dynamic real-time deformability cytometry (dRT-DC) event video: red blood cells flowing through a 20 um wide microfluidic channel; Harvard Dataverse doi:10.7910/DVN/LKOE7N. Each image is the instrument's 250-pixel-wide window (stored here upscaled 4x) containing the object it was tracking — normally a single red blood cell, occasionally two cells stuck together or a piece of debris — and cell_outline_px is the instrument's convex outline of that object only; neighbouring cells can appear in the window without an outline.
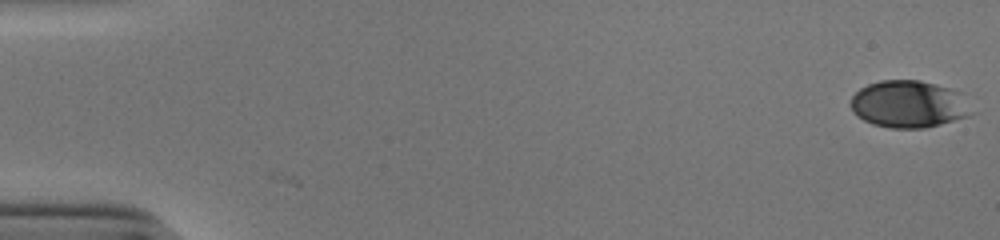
{"species": "human", "species_latin": "Homo sapiens", "temperature_condition": "cold", "stored_images_in_passage": 53, "camera_frame_rate_fps": 3000, "um_per_image_px": 0.085, "donor": {"sex": "male"}, "frame": {"image": 1, "passage_image": 1, "time_ms": 0.0, "image_size_px": [1000, 240], "cell_outline_px": [[980, 112], [968, 116], [940, 124], [924, 128], [892, 128], [872, 124], [856, 116], [852, 112], [852, 96], [860, 88], [868, 84], [880, 80], [920, 80], [948, 88], [960, 92]], "centroid_in_image_um": [77.32, 8.86], "position_along_channel_um": 7.7, "area_um2": 33.64}}
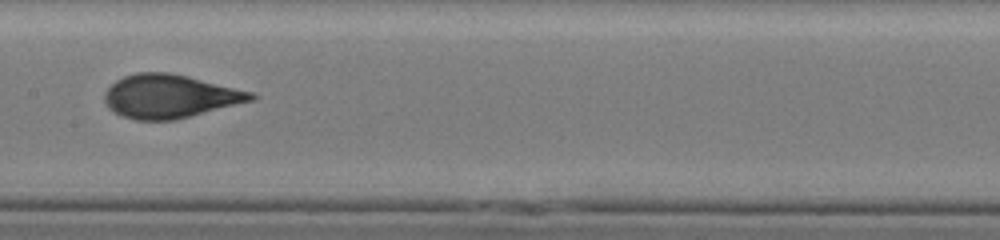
{"frame": {"image": 2, "passage_image": 28, "time_ms": 9.0, "image_size_px": [1000, 240], "cell_outline_px": [[260, 96], [256, 100], [176, 120], [136, 120], [120, 116], [108, 108], [104, 100], [104, 92], [116, 80], [124, 76], [136, 72], [168, 72], [188, 76], [252, 92]], "centroid_in_image_um": [14.45, 8.19], "position_along_channel_um": 193.0, "area_um2": 37.45}}
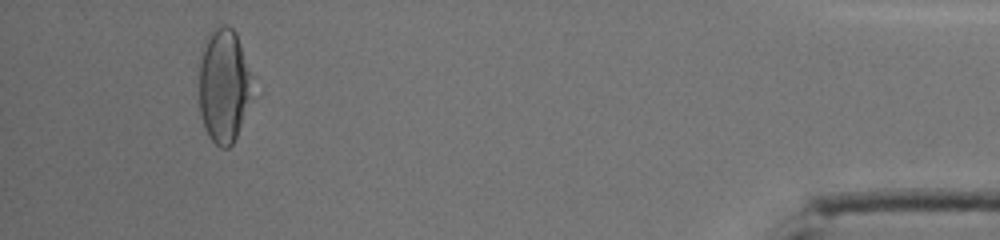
{"frame": {"image": 3, "passage_image": 50, "time_ms": 16.333, "image_size_px": [1000, 240], "cell_outline_px": [[248, 96], [240, 124], [236, 136], [232, 144], [228, 148], [220, 148], [208, 136], [200, 112], [200, 64], [208, 32], [224, 24], [228, 24], [236, 32], [240, 44], [248, 72]], "centroid_in_image_um": [18.95, 7.26], "position_along_channel_um": 416.2, "area_um2": 33.64}, "authors_computed_cell_mechanics": {"area_um2": 36.0094, "velocity_mm_per_s": 3.9114, "shape_relaxation_time_tau1_ms": 6.3529, "shape_relaxation_time_tau2_ms": null, "deformation_change_tau1": 0.2078, "deformation_change_tau2": null}}